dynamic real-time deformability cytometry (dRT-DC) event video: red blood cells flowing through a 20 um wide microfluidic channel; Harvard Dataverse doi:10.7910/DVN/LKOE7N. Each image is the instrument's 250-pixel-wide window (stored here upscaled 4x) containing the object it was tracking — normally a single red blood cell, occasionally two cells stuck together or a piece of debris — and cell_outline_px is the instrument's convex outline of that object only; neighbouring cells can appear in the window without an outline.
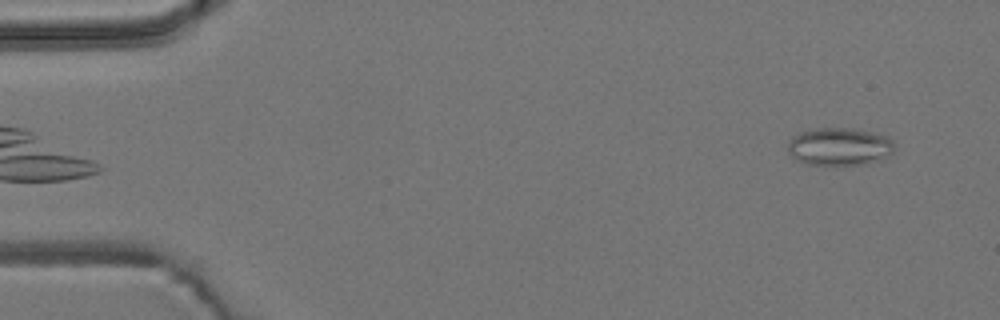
{"species": "common noctule bat (a hibernating species)", "species_latin": "Nyctalus noctula", "temperature_condition": "room temperature", "stored_images_in_passage": 28, "camera_frame_rate_fps": 3000, "um_per_image_px": 0.085, "animal": {"sex": "male", "body_mass_g": 19.2, "forearm_length_mm": 51.8}, "frame": {"image": 1, "passage_image": 2, "time_ms": 0.333, "image_size_px": [1000, 320], "cell_outline_px": [[896, 148], [884, 160], [864, 164], [808, 164], [796, 160], [788, 152], [788, 140], [792, 136], [800, 132], [816, 128], [856, 128], [876, 132], [888, 136], [892, 140]], "centroid_in_image_um": [71.39, 12.44], "position_along_channel_um": 13.6, "area_um2": 23.87}}
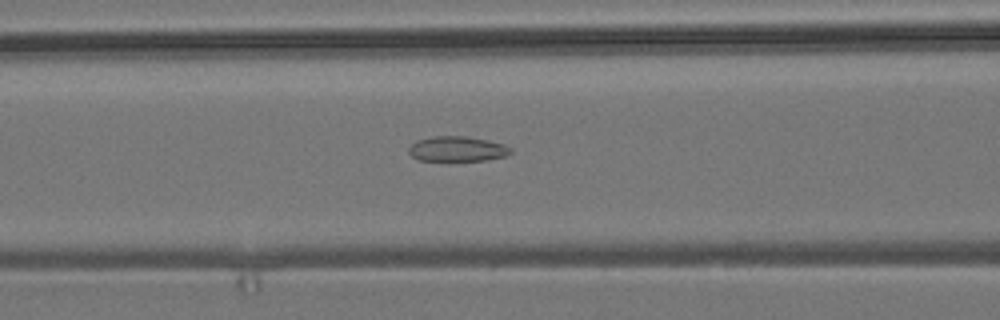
{"frame": {"image": 2, "passage_image": 20, "time_ms": 6.333, "image_size_px": [1000, 320], "cell_outline_px": [[512, 152], [508, 156], [488, 160], [420, 160], [412, 156], [408, 152], [408, 148], [416, 140], [432, 136], [468, 136], [488, 140], [504, 144], [512, 148]], "centroid_in_image_um": [38.9, 12.65], "position_along_channel_um": 127.7, "area_um2": 15.03}}
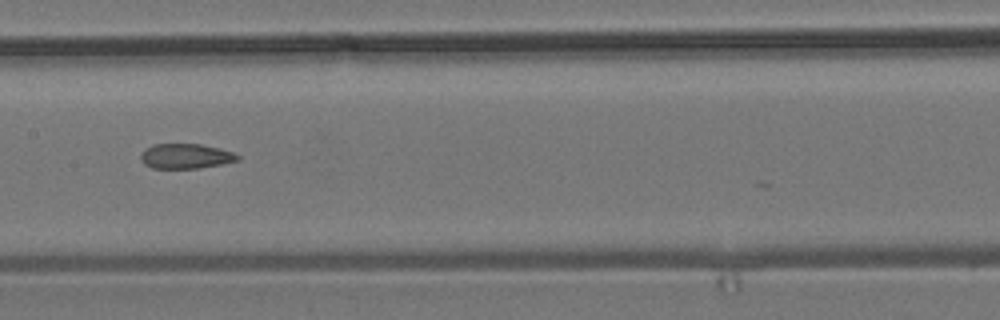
{"frame": {"image": 3, "passage_image": 25, "time_ms": 8.0, "image_size_px": [1000, 320], "cell_outline_px": [[240, 160], [200, 168], [152, 168], [144, 164], [140, 160], [140, 156], [144, 148], [152, 144], [200, 144], [220, 148], [236, 152], [240, 156]], "centroid_in_image_um": [15.79, 13.26], "position_along_channel_um": 191.6, "area_um2": 14.28}}